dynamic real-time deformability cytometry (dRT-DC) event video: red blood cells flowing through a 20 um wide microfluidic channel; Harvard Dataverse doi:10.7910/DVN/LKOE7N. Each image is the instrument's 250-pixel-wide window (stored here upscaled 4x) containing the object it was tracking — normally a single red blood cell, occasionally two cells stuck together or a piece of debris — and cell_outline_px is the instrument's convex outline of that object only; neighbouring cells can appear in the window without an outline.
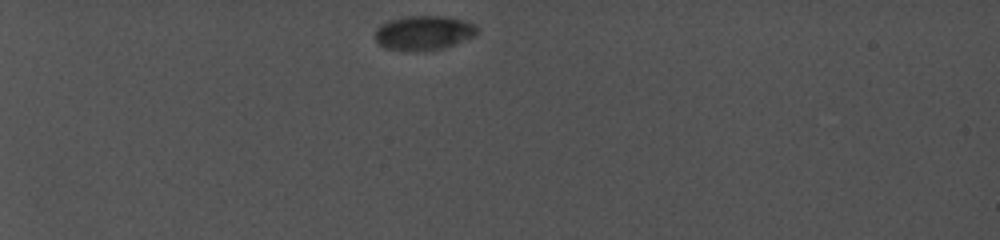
{"species": "common noctule bat (a hibernating species)", "species_latin": "Nyctalus noctula", "temperature_condition": "cold", "stored_images_in_passage": 50, "camera_frame_rate_fps": 5000, "um_per_image_px": 0.085, "animal": {"sex": "female", "body_mass_g": 19.0, "forearm_length_mm": 56.7}, "frame": {"image": 1, "passage_image": 1, "time_ms": 0.0, "image_size_px": [1000, 240], "cell_outline_px": [[476, 32], [468, 36], [448, 44], [436, 48], [392, 48], [380, 44], [376, 40], [376, 28], [380, 24], [388, 20], [408, 16], [444, 16], [460, 20], [472, 24], [476, 28]], "centroid_in_image_um": [35.9, 2.71], "position_along_channel_um": 49.1, "area_um2": 18.67}}
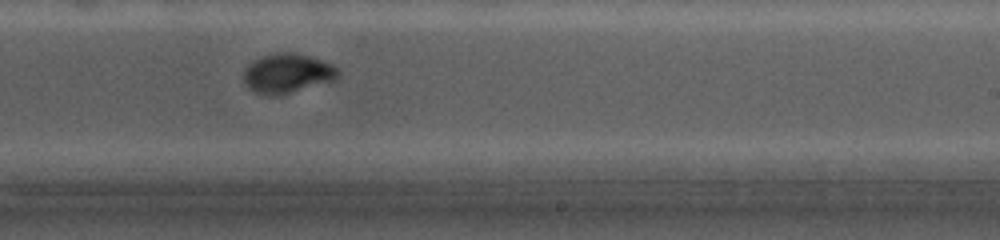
{"frame": {"image": 2, "passage_image": 31, "time_ms": 7.6, "image_size_px": [1000, 240], "cell_outline_px": [[336, 80], [276, 96], [268, 96], [256, 92], [248, 88], [244, 80], [244, 72], [248, 64], [264, 56], [276, 52], [292, 52], [308, 56], [320, 60], [336, 68]], "centroid_in_image_um": [24.37, 6.25], "position_along_channel_um": 264.6, "area_um2": 21.21}}
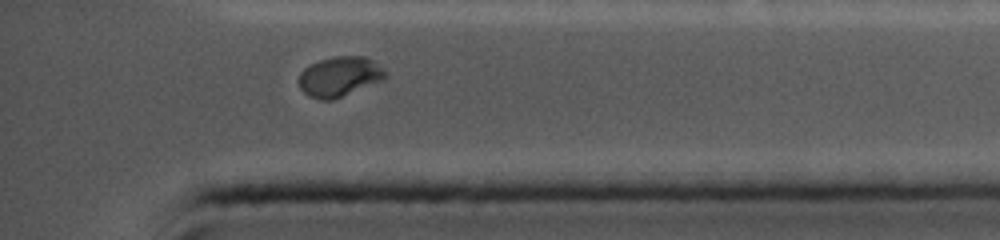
{"frame": {"image": 3, "passage_image": 44, "time_ms": 11.2, "image_size_px": [1000, 240], "cell_outline_px": [[384, 76], [380, 80], [332, 100], [320, 100], [308, 96], [300, 88], [300, 72], [304, 68], [320, 60], [332, 56], [364, 56], [372, 60], [384, 72]], "centroid_in_image_um": [28.78, 6.5], "position_along_channel_um": 406.4, "area_um2": 19.48}, "authors_computed_cell_mechanics": {"area_um2": 19.7098, "velocity_mm_per_s": 3.9021, "shape_relaxation_time_tau1_ms": 3.9425, "shape_relaxation_time_tau2_ms": null, "deformation_change_tau1": 0.1096, "deformation_change_tau2": null}}